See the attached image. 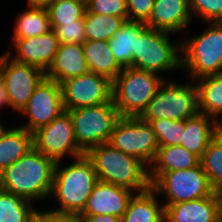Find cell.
I'll return each mask as SVG.
<instances>
[{
  "label": "cell",
  "mask_w": 222,
  "mask_h": 222,
  "mask_svg": "<svg viewBox=\"0 0 222 222\" xmlns=\"http://www.w3.org/2000/svg\"><path fill=\"white\" fill-rule=\"evenodd\" d=\"M56 162L32 148L0 173V188L31 202L50 196Z\"/></svg>",
  "instance_id": "obj_1"
},
{
  "label": "cell",
  "mask_w": 222,
  "mask_h": 222,
  "mask_svg": "<svg viewBox=\"0 0 222 222\" xmlns=\"http://www.w3.org/2000/svg\"><path fill=\"white\" fill-rule=\"evenodd\" d=\"M86 156L92 161L98 180L131 189L135 193L151 187L149 167L137 157L108 143L91 148Z\"/></svg>",
  "instance_id": "obj_2"
},
{
  "label": "cell",
  "mask_w": 222,
  "mask_h": 222,
  "mask_svg": "<svg viewBox=\"0 0 222 222\" xmlns=\"http://www.w3.org/2000/svg\"><path fill=\"white\" fill-rule=\"evenodd\" d=\"M97 181L93 163L86 154L64 167L57 162L50 196L57 198L60 207L53 211L80 214Z\"/></svg>",
  "instance_id": "obj_3"
},
{
  "label": "cell",
  "mask_w": 222,
  "mask_h": 222,
  "mask_svg": "<svg viewBox=\"0 0 222 222\" xmlns=\"http://www.w3.org/2000/svg\"><path fill=\"white\" fill-rule=\"evenodd\" d=\"M164 80L157 73L123 68L112 81V100L120 117H140Z\"/></svg>",
  "instance_id": "obj_4"
},
{
  "label": "cell",
  "mask_w": 222,
  "mask_h": 222,
  "mask_svg": "<svg viewBox=\"0 0 222 222\" xmlns=\"http://www.w3.org/2000/svg\"><path fill=\"white\" fill-rule=\"evenodd\" d=\"M201 34L181 41L182 70L195 81L222 73V22L208 23Z\"/></svg>",
  "instance_id": "obj_5"
},
{
  "label": "cell",
  "mask_w": 222,
  "mask_h": 222,
  "mask_svg": "<svg viewBox=\"0 0 222 222\" xmlns=\"http://www.w3.org/2000/svg\"><path fill=\"white\" fill-rule=\"evenodd\" d=\"M197 114L201 111L196 84L164 80L140 118L147 123L156 119L181 121Z\"/></svg>",
  "instance_id": "obj_6"
},
{
  "label": "cell",
  "mask_w": 222,
  "mask_h": 222,
  "mask_svg": "<svg viewBox=\"0 0 222 222\" xmlns=\"http://www.w3.org/2000/svg\"><path fill=\"white\" fill-rule=\"evenodd\" d=\"M171 35L173 33L146 27L138 35L131 67L158 75L166 71L181 70V42L173 44L169 37Z\"/></svg>",
  "instance_id": "obj_7"
},
{
  "label": "cell",
  "mask_w": 222,
  "mask_h": 222,
  "mask_svg": "<svg viewBox=\"0 0 222 222\" xmlns=\"http://www.w3.org/2000/svg\"><path fill=\"white\" fill-rule=\"evenodd\" d=\"M67 111L72 118L77 145L85 154L91 148L109 142L114 126L120 118L113 100Z\"/></svg>",
  "instance_id": "obj_8"
},
{
  "label": "cell",
  "mask_w": 222,
  "mask_h": 222,
  "mask_svg": "<svg viewBox=\"0 0 222 222\" xmlns=\"http://www.w3.org/2000/svg\"><path fill=\"white\" fill-rule=\"evenodd\" d=\"M156 194H164L167 201L163 206L187 202L211 196L216 189L211 185L201 164L177 171L163 172L152 184Z\"/></svg>",
  "instance_id": "obj_9"
},
{
  "label": "cell",
  "mask_w": 222,
  "mask_h": 222,
  "mask_svg": "<svg viewBox=\"0 0 222 222\" xmlns=\"http://www.w3.org/2000/svg\"><path fill=\"white\" fill-rule=\"evenodd\" d=\"M108 144L137 157L147 166L152 164L159 148L151 125L140 117H120L114 126Z\"/></svg>",
  "instance_id": "obj_10"
},
{
  "label": "cell",
  "mask_w": 222,
  "mask_h": 222,
  "mask_svg": "<svg viewBox=\"0 0 222 222\" xmlns=\"http://www.w3.org/2000/svg\"><path fill=\"white\" fill-rule=\"evenodd\" d=\"M10 54L8 50L0 55V76L10 107L20 114L46 74L38 67L12 59Z\"/></svg>",
  "instance_id": "obj_11"
},
{
  "label": "cell",
  "mask_w": 222,
  "mask_h": 222,
  "mask_svg": "<svg viewBox=\"0 0 222 222\" xmlns=\"http://www.w3.org/2000/svg\"><path fill=\"white\" fill-rule=\"evenodd\" d=\"M33 143L36 150L56 163L62 161L66 154L74 159L85 155L77 145L72 118L66 110L50 124L36 130Z\"/></svg>",
  "instance_id": "obj_12"
},
{
  "label": "cell",
  "mask_w": 222,
  "mask_h": 222,
  "mask_svg": "<svg viewBox=\"0 0 222 222\" xmlns=\"http://www.w3.org/2000/svg\"><path fill=\"white\" fill-rule=\"evenodd\" d=\"M60 87L66 111L96 106L112 100V81L90 71L60 82Z\"/></svg>",
  "instance_id": "obj_13"
},
{
  "label": "cell",
  "mask_w": 222,
  "mask_h": 222,
  "mask_svg": "<svg viewBox=\"0 0 222 222\" xmlns=\"http://www.w3.org/2000/svg\"><path fill=\"white\" fill-rule=\"evenodd\" d=\"M64 111L60 83L45 77L21 110L23 116L29 117V122L20 127L34 133Z\"/></svg>",
  "instance_id": "obj_14"
},
{
  "label": "cell",
  "mask_w": 222,
  "mask_h": 222,
  "mask_svg": "<svg viewBox=\"0 0 222 222\" xmlns=\"http://www.w3.org/2000/svg\"><path fill=\"white\" fill-rule=\"evenodd\" d=\"M134 194L131 189L98 180L79 215L108 214L121 218Z\"/></svg>",
  "instance_id": "obj_15"
},
{
  "label": "cell",
  "mask_w": 222,
  "mask_h": 222,
  "mask_svg": "<svg viewBox=\"0 0 222 222\" xmlns=\"http://www.w3.org/2000/svg\"><path fill=\"white\" fill-rule=\"evenodd\" d=\"M17 55L13 59L40 68L46 73L58 51L59 40L52 29L40 36L13 39Z\"/></svg>",
  "instance_id": "obj_16"
},
{
  "label": "cell",
  "mask_w": 222,
  "mask_h": 222,
  "mask_svg": "<svg viewBox=\"0 0 222 222\" xmlns=\"http://www.w3.org/2000/svg\"><path fill=\"white\" fill-rule=\"evenodd\" d=\"M222 213V192L205 198L169 204L164 207V222H212Z\"/></svg>",
  "instance_id": "obj_17"
},
{
  "label": "cell",
  "mask_w": 222,
  "mask_h": 222,
  "mask_svg": "<svg viewBox=\"0 0 222 222\" xmlns=\"http://www.w3.org/2000/svg\"><path fill=\"white\" fill-rule=\"evenodd\" d=\"M193 15L189 0H155L147 27L169 33L184 31Z\"/></svg>",
  "instance_id": "obj_18"
},
{
  "label": "cell",
  "mask_w": 222,
  "mask_h": 222,
  "mask_svg": "<svg viewBox=\"0 0 222 222\" xmlns=\"http://www.w3.org/2000/svg\"><path fill=\"white\" fill-rule=\"evenodd\" d=\"M89 72L81 44H59L55 59L46 71V78L60 83Z\"/></svg>",
  "instance_id": "obj_19"
},
{
  "label": "cell",
  "mask_w": 222,
  "mask_h": 222,
  "mask_svg": "<svg viewBox=\"0 0 222 222\" xmlns=\"http://www.w3.org/2000/svg\"><path fill=\"white\" fill-rule=\"evenodd\" d=\"M220 131L218 120L205 114H197L185 120L181 146L201 158L208 144Z\"/></svg>",
  "instance_id": "obj_20"
},
{
  "label": "cell",
  "mask_w": 222,
  "mask_h": 222,
  "mask_svg": "<svg viewBox=\"0 0 222 222\" xmlns=\"http://www.w3.org/2000/svg\"><path fill=\"white\" fill-rule=\"evenodd\" d=\"M200 164V158L181 145L159 146L156 157L149 166L152 184L163 172L191 169Z\"/></svg>",
  "instance_id": "obj_21"
},
{
  "label": "cell",
  "mask_w": 222,
  "mask_h": 222,
  "mask_svg": "<svg viewBox=\"0 0 222 222\" xmlns=\"http://www.w3.org/2000/svg\"><path fill=\"white\" fill-rule=\"evenodd\" d=\"M34 148L33 133L22 127L0 133V173Z\"/></svg>",
  "instance_id": "obj_22"
},
{
  "label": "cell",
  "mask_w": 222,
  "mask_h": 222,
  "mask_svg": "<svg viewBox=\"0 0 222 222\" xmlns=\"http://www.w3.org/2000/svg\"><path fill=\"white\" fill-rule=\"evenodd\" d=\"M84 56L90 72L113 81L122 71L110 49L108 41L86 40L83 44Z\"/></svg>",
  "instance_id": "obj_23"
},
{
  "label": "cell",
  "mask_w": 222,
  "mask_h": 222,
  "mask_svg": "<svg viewBox=\"0 0 222 222\" xmlns=\"http://www.w3.org/2000/svg\"><path fill=\"white\" fill-rule=\"evenodd\" d=\"M156 192L149 189L135 193L121 222H164V206L158 204Z\"/></svg>",
  "instance_id": "obj_24"
},
{
  "label": "cell",
  "mask_w": 222,
  "mask_h": 222,
  "mask_svg": "<svg viewBox=\"0 0 222 222\" xmlns=\"http://www.w3.org/2000/svg\"><path fill=\"white\" fill-rule=\"evenodd\" d=\"M146 27L147 25L144 22L127 21L124 26L108 40L114 58L122 68L131 67L138 35H140Z\"/></svg>",
  "instance_id": "obj_25"
},
{
  "label": "cell",
  "mask_w": 222,
  "mask_h": 222,
  "mask_svg": "<svg viewBox=\"0 0 222 222\" xmlns=\"http://www.w3.org/2000/svg\"><path fill=\"white\" fill-rule=\"evenodd\" d=\"M199 89L201 114L222 122V73L204 76L195 81ZM221 115V116H220ZM219 116V119L217 117Z\"/></svg>",
  "instance_id": "obj_26"
},
{
  "label": "cell",
  "mask_w": 222,
  "mask_h": 222,
  "mask_svg": "<svg viewBox=\"0 0 222 222\" xmlns=\"http://www.w3.org/2000/svg\"><path fill=\"white\" fill-rule=\"evenodd\" d=\"M14 26L13 39L40 36L52 30L47 9L37 7L19 13Z\"/></svg>",
  "instance_id": "obj_27"
},
{
  "label": "cell",
  "mask_w": 222,
  "mask_h": 222,
  "mask_svg": "<svg viewBox=\"0 0 222 222\" xmlns=\"http://www.w3.org/2000/svg\"><path fill=\"white\" fill-rule=\"evenodd\" d=\"M31 201L0 188V222H32L37 215Z\"/></svg>",
  "instance_id": "obj_28"
},
{
  "label": "cell",
  "mask_w": 222,
  "mask_h": 222,
  "mask_svg": "<svg viewBox=\"0 0 222 222\" xmlns=\"http://www.w3.org/2000/svg\"><path fill=\"white\" fill-rule=\"evenodd\" d=\"M83 20L86 40L108 41L124 26L128 18L100 15L86 9Z\"/></svg>",
  "instance_id": "obj_29"
},
{
  "label": "cell",
  "mask_w": 222,
  "mask_h": 222,
  "mask_svg": "<svg viewBox=\"0 0 222 222\" xmlns=\"http://www.w3.org/2000/svg\"><path fill=\"white\" fill-rule=\"evenodd\" d=\"M200 164L216 191L222 192V132L208 144Z\"/></svg>",
  "instance_id": "obj_30"
},
{
  "label": "cell",
  "mask_w": 222,
  "mask_h": 222,
  "mask_svg": "<svg viewBox=\"0 0 222 222\" xmlns=\"http://www.w3.org/2000/svg\"><path fill=\"white\" fill-rule=\"evenodd\" d=\"M46 9L51 26H62L76 21H84L86 1L53 0Z\"/></svg>",
  "instance_id": "obj_31"
},
{
  "label": "cell",
  "mask_w": 222,
  "mask_h": 222,
  "mask_svg": "<svg viewBox=\"0 0 222 222\" xmlns=\"http://www.w3.org/2000/svg\"><path fill=\"white\" fill-rule=\"evenodd\" d=\"M149 124L156 135L159 146L182 144V130H185V120L156 119Z\"/></svg>",
  "instance_id": "obj_32"
},
{
  "label": "cell",
  "mask_w": 222,
  "mask_h": 222,
  "mask_svg": "<svg viewBox=\"0 0 222 222\" xmlns=\"http://www.w3.org/2000/svg\"><path fill=\"white\" fill-rule=\"evenodd\" d=\"M191 13L206 23L222 22V0H189Z\"/></svg>",
  "instance_id": "obj_33"
},
{
  "label": "cell",
  "mask_w": 222,
  "mask_h": 222,
  "mask_svg": "<svg viewBox=\"0 0 222 222\" xmlns=\"http://www.w3.org/2000/svg\"><path fill=\"white\" fill-rule=\"evenodd\" d=\"M86 9L100 15L128 18L126 0H87Z\"/></svg>",
  "instance_id": "obj_34"
},
{
  "label": "cell",
  "mask_w": 222,
  "mask_h": 222,
  "mask_svg": "<svg viewBox=\"0 0 222 222\" xmlns=\"http://www.w3.org/2000/svg\"><path fill=\"white\" fill-rule=\"evenodd\" d=\"M59 44H83L86 41L84 21H76L62 26H51Z\"/></svg>",
  "instance_id": "obj_35"
},
{
  "label": "cell",
  "mask_w": 222,
  "mask_h": 222,
  "mask_svg": "<svg viewBox=\"0 0 222 222\" xmlns=\"http://www.w3.org/2000/svg\"><path fill=\"white\" fill-rule=\"evenodd\" d=\"M155 0H126L128 21L146 23L152 13Z\"/></svg>",
  "instance_id": "obj_36"
},
{
  "label": "cell",
  "mask_w": 222,
  "mask_h": 222,
  "mask_svg": "<svg viewBox=\"0 0 222 222\" xmlns=\"http://www.w3.org/2000/svg\"><path fill=\"white\" fill-rule=\"evenodd\" d=\"M36 217L41 222H81L79 214L61 213L53 210L39 211L37 210Z\"/></svg>",
  "instance_id": "obj_37"
},
{
  "label": "cell",
  "mask_w": 222,
  "mask_h": 222,
  "mask_svg": "<svg viewBox=\"0 0 222 222\" xmlns=\"http://www.w3.org/2000/svg\"><path fill=\"white\" fill-rule=\"evenodd\" d=\"M81 222H121V218L108 214L102 215H79Z\"/></svg>",
  "instance_id": "obj_38"
},
{
  "label": "cell",
  "mask_w": 222,
  "mask_h": 222,
  "mask_svg": "<svg viewBox=\"0 0 222 222\" xmlns=\"http://www.w3.org/2000/svg\"><path fill=\"white\" fill-rule=\"evenodd\" d=\"M4 106H7V107L9 106L10 107V104H9V101H8L7 92H6V89H5L3 79L0 76V109Z\"/></svg>",
  "instance_id": "obj_39"
},
{
  "label": "cell",
  "mask_w": 222,
  "mask_h": 222,
  "mask_svg": "<svg viewBox=\"0 0 222 222\" xmlns=\"http://www.w3.org/2000/svg\"><path fill=\"white\" fill-rule=\"evenodd\" d=\"M53 0H27L28 7L47 8Z\"/></svg>",
  "instance_id": "obj_40"
},
{
  "label": "cell",
  "mask_w": 222,
  "mask_h": 222,
  "mask_svg": "<svg viewBox=\"0 0 222 222\" xmlns=\"http://www.w3.org/2000/svg\"><path fill=\"white\" fill-rule=\"evenodd\" d=\"M212 222H222V213Z\"/></svg>",
  "instance_id": "obj_41"
},
{
  "label": "cell",
  "mask_w": 222,
  "mask_h": 222,
  "mask_svg": "<svg viewBox=\"0 0 222 222\" xmlns=\"http://www.w3.org/2000/svg\"><path fill=\"white\" fill-rule=\"evenodd\" d=\"M5 129V127L0 122V133Z\"/></svg>",
  "instance_id": "obj_42"
},
{
  "label": "cell",
  "mask_w": 222,
  "mask_h": 222,
  "mask_svg": "<svg viewBox=\"0 0 222 222\" xmlns=\"http://www.w3.org/2000/svg\"><path fill=\"white\" fill-rule=\"evenodd\" d=\"M32 222H41L37 217Z\"/></svg>",
  "instance_id": "obj_43"
}]
</instances>
